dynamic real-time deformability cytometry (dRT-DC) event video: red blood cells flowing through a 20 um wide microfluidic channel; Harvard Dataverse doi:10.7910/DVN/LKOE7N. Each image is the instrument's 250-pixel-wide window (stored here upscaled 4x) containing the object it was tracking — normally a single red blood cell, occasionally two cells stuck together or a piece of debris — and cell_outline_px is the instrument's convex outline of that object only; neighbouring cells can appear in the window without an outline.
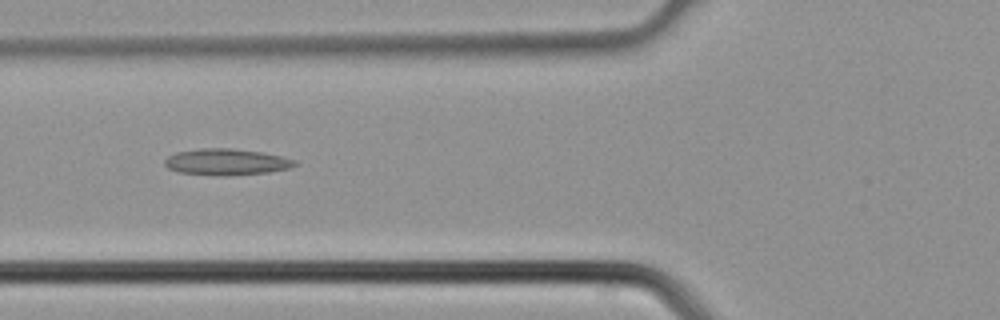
{"species": "common noctule bat (a hibernating species)", "species_latin": "Nyctalus noctula", "temperature_condition": "cold", "stored_images_in_passage": 5, "camera_frame_rate_fps": 3000, "um_per_image_px": 0.085, "animal": {"sex": "male", "body_mass_g": 21.5, "forearm_length_mm": 52.0}, "frame": {"image": 1, "passage_image": 5, "time_ms": 1.333, "image_size_px": [1000, 320], "cell_outline_px": [[300, 164], [288, 168], [268, 172], [228, 176], [220, 176], [180, 172], [168, 168], [164, 164], [164, 160], [168, 156], [176, 152], [204, 148], [232, 148], [260, 152], [280, 156], [296, 160]], "centroid_in_image_um": [19.25, 13.77], "position_along_channel_um": 106.6, "area_um2": 19.94}}